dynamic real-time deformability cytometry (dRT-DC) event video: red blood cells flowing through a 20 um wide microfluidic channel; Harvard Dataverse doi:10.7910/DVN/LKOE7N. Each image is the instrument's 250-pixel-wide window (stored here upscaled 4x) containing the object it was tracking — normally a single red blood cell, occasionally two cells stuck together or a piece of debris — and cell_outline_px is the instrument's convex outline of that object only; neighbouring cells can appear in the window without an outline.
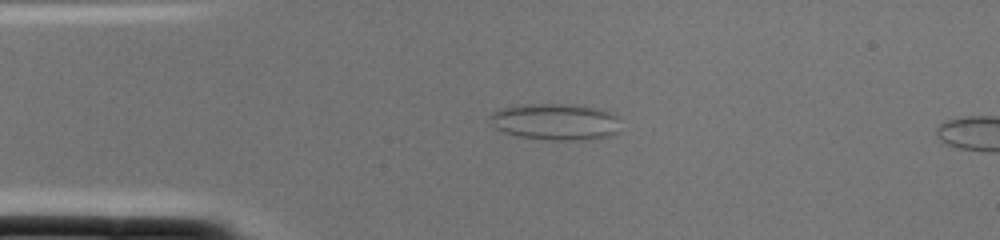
{"species": "common noctule bat (a hibernating species)", "species_latin": "Nyctalus noctula", "temperature_condition": "cold", "stored_images_in_passage": 2, "camera_frame_rate_fps": 3000, "um_per_image_px": 0.085, "animal": {"sex": "female", "body_mass_g": 22.0, "forearm_length_mm": 56.7}, "frame": {"image": 1, "passage_image": 1, "time_ms": 0.0, "image_size_px": [1000, 240], "cell_outline_px": [[616, 132], [604, 136], [584, 140], [548, 140], [520, 136], [504, 132], [496, 128], [488, 116], [492, 112], [504, 108], [524, 104], [584, 104], [612, 112], [616, 116]], "centroid_in_image_um": [47.19, 10.33], "position_along_channel_um": 37.8, "area_um2": 27.57}}